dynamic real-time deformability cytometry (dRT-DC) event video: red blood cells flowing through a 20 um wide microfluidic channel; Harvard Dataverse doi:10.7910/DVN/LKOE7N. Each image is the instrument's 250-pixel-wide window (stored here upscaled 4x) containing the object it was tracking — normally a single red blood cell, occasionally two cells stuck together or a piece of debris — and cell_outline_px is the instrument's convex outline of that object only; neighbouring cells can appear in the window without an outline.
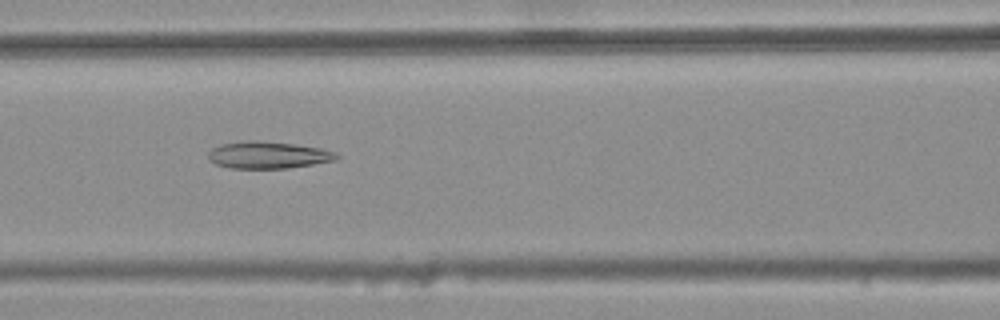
{"species": "common noctule bat (a hibernating species)", "species_latin": "Nyctalus noctula", "temperature_condition": "warm", "stored_images_in_passage": 45, "camera_frame_rate_fps": 3000, "um_per_image_px": 0.085, "animal": {"sex": "female", "body_mass_g": 25.1}, "frame": {"image": 1, "passage_image": 20, "time_ms": 6.333, "image_size_px": [1000, 320], "cell_outline_px": [[340, 156], [336, 160], [312, 164], [284, 168], [228, 168], [216, 164], [208, 160], [208, 152], [212, 148], [220, 144], [244, 140], [256, 140], [292, 144], [320, 148], [336, 152]], "centroid_in_image_um": [22.74, 13.17], "position_along_channel_um": 143.9, "area_um2": 20.17}}
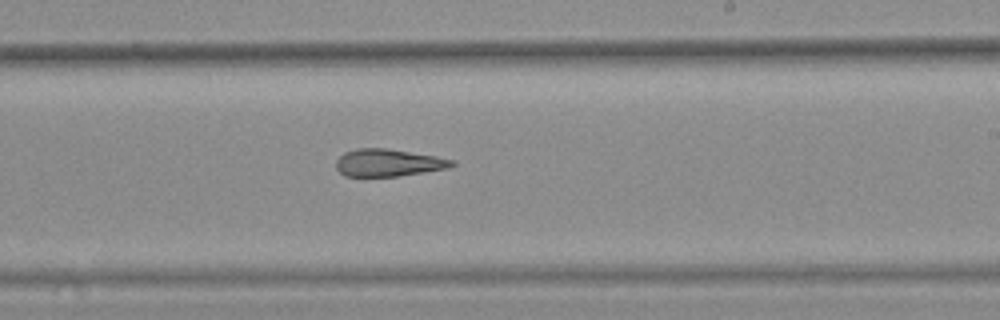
{"frame": {"image": 2, "passage_image": 29, "time_ms": 9.333, "image_size_px": [1000, 320], "cell_outline_px": [[456, 164], [448, 168], [400, 176], [344, 176], [336, 168], [336, 160], [344, 152], [356, 148], [384, 148], [436, 156], [456, 160]], "centroid_in_image_um": [33.01, 13.83], "position_along_channel_um": 256.0, "area_um2": 18.5}}
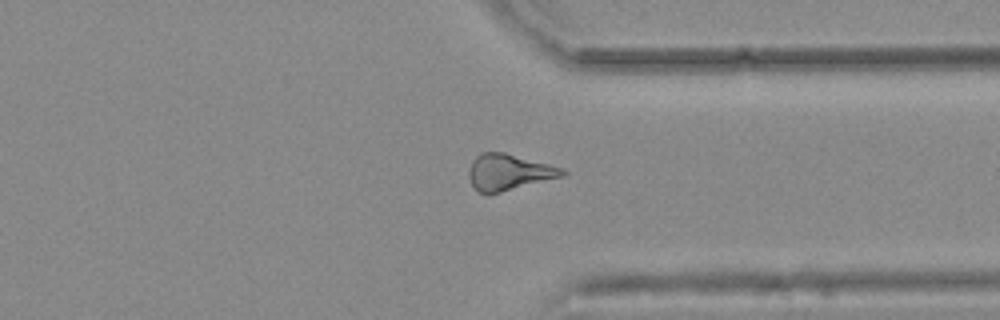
{"frame": {"image": 3, "passage_image": 38, "time_ms": 12.333, "image_size_px": [1000, 320], "cell_outline_px": [[568, 172], [564, 176], [488, 196], [480, 192], [472, 184], [468, 176], [468, 172], [472, 160], [480, 152], [504, 152], [564, 168]], "centroid_in_image_um": [43.25, 14.65], "position_along_channel_um": 368.2, "area_um2": 20.0}, "authors_computed_cell_mechanics": {"area_um2": 19.7098, "velocity_mm_per_s": 3.7528, "shape_relaxation_time_tau1_ms": null, "shape_relaxation_time_tau2_ms": 5.5073, "deformation_change_tau1": null, "deformation_change_tau2": 0.1852}}